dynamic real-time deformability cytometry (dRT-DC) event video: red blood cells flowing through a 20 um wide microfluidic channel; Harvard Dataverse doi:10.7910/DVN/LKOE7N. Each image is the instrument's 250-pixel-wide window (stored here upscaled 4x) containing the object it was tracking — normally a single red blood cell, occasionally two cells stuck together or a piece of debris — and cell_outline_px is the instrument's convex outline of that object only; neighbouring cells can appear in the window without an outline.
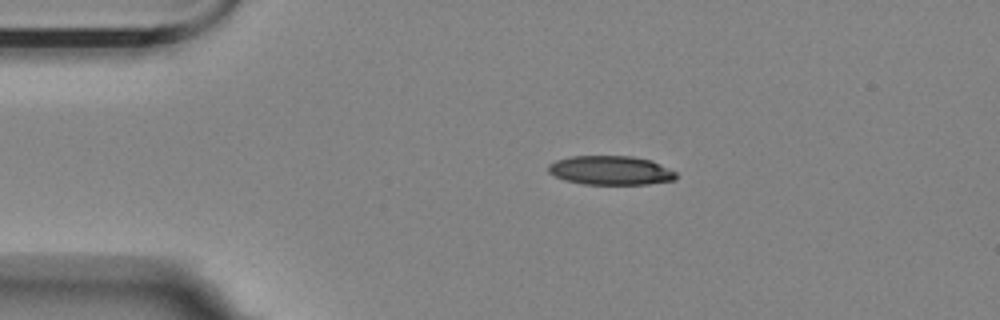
{"species": "Egyptian fruit bat (a non-hibernating species)", "species_latin": "Rousettus aegyptiacus", "temperature_condition": "room temperature", "stored_images_in_passage": 39, "camera_frame_rate_fps": 3000, "um_per_image_px": 0.085, "animal": {"sex": "female"}, "frame": {"image": 1, "passage_image": 1, "time_ms": 0.0, "image_size_px": [1000, 320], "cell_outline_px": [[676, 180], [648, 184], [584, 184], [564, 180], [548, 172], [548, 164], [556, 160], [572, 156], [632, 156], [652, 160], [676, 172]], "centroid_in_image_um": [51.91, 14.48], "position_along_channel_um": 33.1, "area_um2": 21.68}}
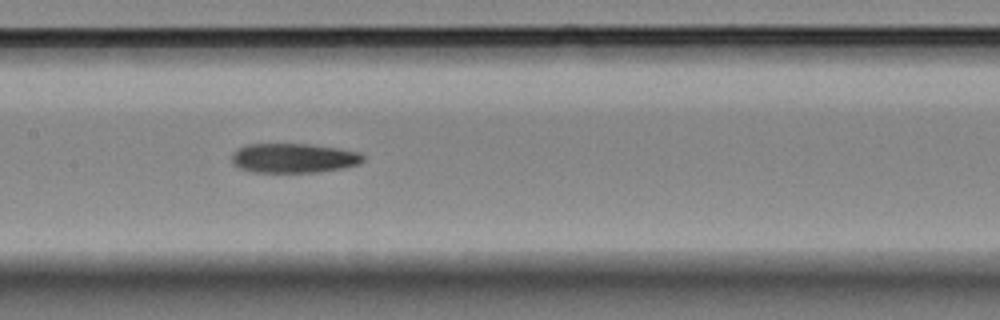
{"frame": {"image": 2, "passage_image": 17, "time_ms": 5.333, "image_size_px": [1000, 320], "cell_outline_px": [[364, 160], [360, 164], [340, 168], [316, 172], [252, 172], [240, 168], [232, 164], [232, 156], [240, 148], [248, 144], [312, 144], [340, 148], [360, 152], [364, 156]], "centroid_in_image_um": [25.0, 13.43], "position_along_channel_um": 182.4, "area_um2": 22.54}}
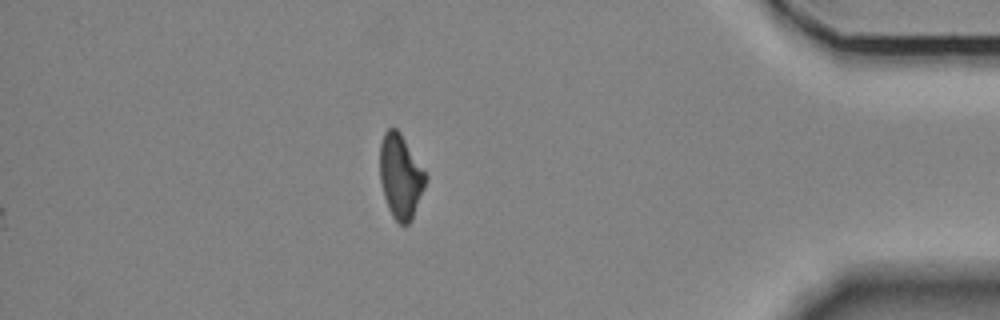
{"frame": {"image": 3, "passage_image": 39, "time_ms": 12.667, "image_size_px": [1000, 320], "cell_outline_px": [[428, 176], [424, 188], [412, 220], [408, 224], [400, 224], [392, 216], [388, 208], [384, 196], [380, 180], [380, 144], [384, 132], [388, 128], [396, 128], [400, 132]], "centroid_in_image_um": [34.04, 14.99], "position_along_channel_um": 401.2, "area_um2": 22.37}}